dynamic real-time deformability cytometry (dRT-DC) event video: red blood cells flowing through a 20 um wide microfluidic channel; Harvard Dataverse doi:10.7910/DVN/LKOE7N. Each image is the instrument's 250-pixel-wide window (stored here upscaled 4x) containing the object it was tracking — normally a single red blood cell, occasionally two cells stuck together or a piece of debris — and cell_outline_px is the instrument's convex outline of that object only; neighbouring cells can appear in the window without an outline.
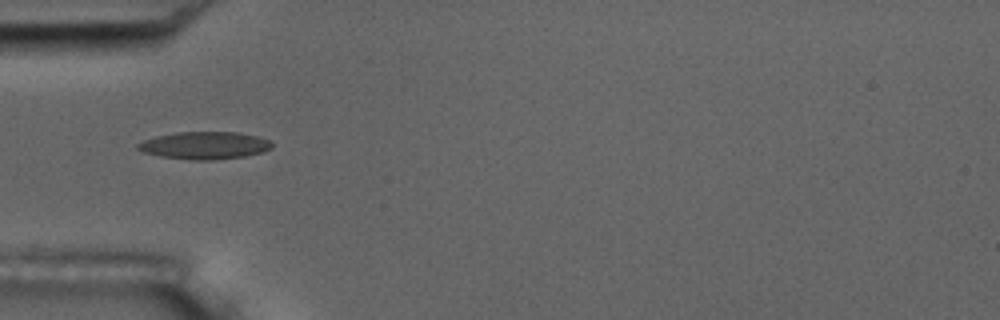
{"species": "common noctule bat (a hibernating species)", "species_latin": "Nyctalus noctula", "temperature_condition": "room temperature", "stored_images_in_passage": 10, "camera_frame_rate_fps": 3000, "um_per_image_px": 0.085, "animal": {"sex": "male", "body_mass_g": 17.5, "forearm_length_mm": 52.3}, "frame": {"image": 1, "passage_image": 4, "time_ms": 3.333, "image_size_px": [1000, 320], "cell_outline_px": [[272, 148], [264, 152], [244, 156], [212, 160], [192, 160], [160, 156], [144, 152], [136, 148], [136, 144], [144, 140], [156, 136], [176, 132], [236, 132], [256, 136], [268, 140], [272, 144]], "centroid_in_image_um": [17.38, 12.36], "position_along_channel_um": 67.6, "area_um2": 21.39}}
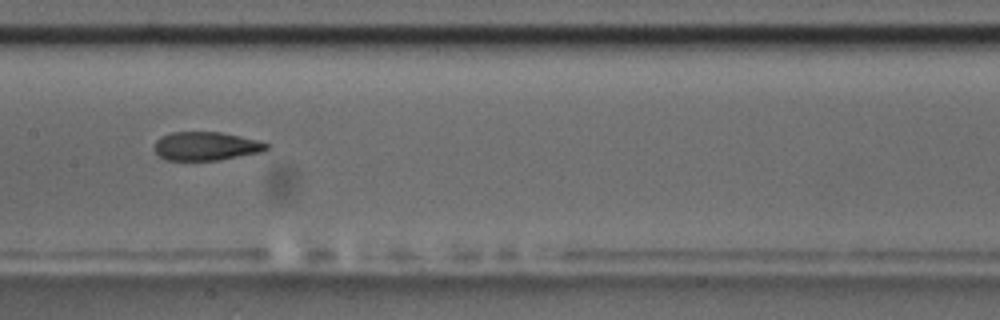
{"frame": {"image": 2, "passage_image": 7, "time_ms": 6.667, "image_size_px": [1000, 320], "cell_outline_px": [[268, 148], [264, 152], [220, 160], [164, 160], [152, 148], [156, 140], [160, 136], [172, 132], [220, 132], [240, 136], [256, 140], [268, 144]], "centroid_in_image_um": [17.49, 12.43], "position_along_channel_um": 189.9, "area_um2": 18.84}}